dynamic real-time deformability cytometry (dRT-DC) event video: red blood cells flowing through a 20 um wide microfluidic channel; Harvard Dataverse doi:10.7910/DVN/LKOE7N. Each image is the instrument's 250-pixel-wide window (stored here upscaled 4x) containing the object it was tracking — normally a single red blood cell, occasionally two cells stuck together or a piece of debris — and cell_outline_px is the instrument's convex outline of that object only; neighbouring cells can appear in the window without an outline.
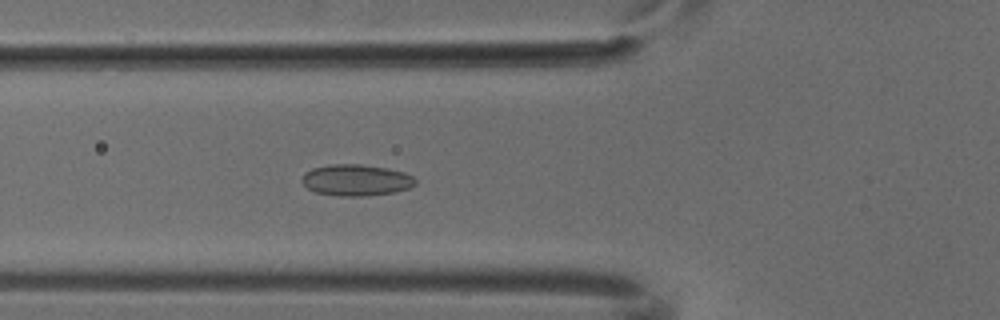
{"species": "common noctule bat (a hibernating species)", "species_latin": "Nyctalus noctula", "temperature_condition": "cold", "stored_images_in_passage": 6, "camera_frame_rate_fps": 3000, "um_per_image_px": 0.085, "animal": {"sex": "male", "body_mass_g": 18.8}, "frame": {"image": 1, "passage_image": 6, "time_ms": 1.667, "image_size_px": [1000, 320], "cell_outline_px": [[416, 184], [408, 188], [396, 192], [364, 196], [336, 196], [316, 192], [308, 188], [300, 180], [304, 172], [312, 168], [328, 164], [360, 164], [388, 168], [404, 172], [412, 176], [416, 180]], "centroid_in_image_um": [30.25, 15.3], "position_along_channel_um": 95.5, "area_um2": 20.92}}